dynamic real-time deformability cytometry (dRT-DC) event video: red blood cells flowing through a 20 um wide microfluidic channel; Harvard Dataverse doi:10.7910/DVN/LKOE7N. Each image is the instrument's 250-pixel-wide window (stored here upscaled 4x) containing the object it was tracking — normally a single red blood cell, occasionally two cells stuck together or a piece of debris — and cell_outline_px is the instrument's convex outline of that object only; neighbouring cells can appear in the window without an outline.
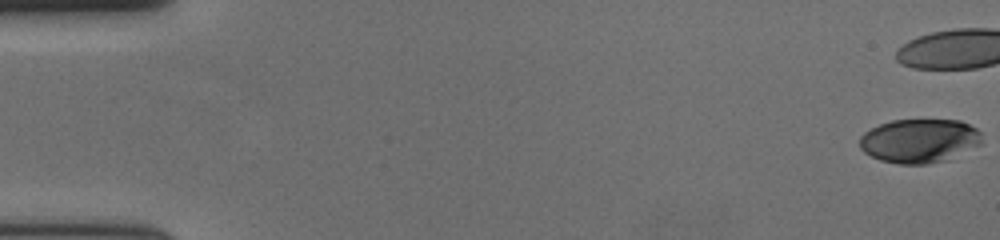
{"species": "human", "species_latin": "Homo sapiens", "temperature_condition": "cold", "stored_images_in_passage": 17, "camera_frame_rate_fps": 3000, "um_per_image_px": 0.085, "donor": {"sex": "female"}, "frame": {"image": 1, "passage_image": 1, "time_ms": 0.0, "image_size_px": [1000, 240], "cell_outline_px": [[980, 144], [944, 160], [928, 164], [900, 164], [880, 160], [864, 152], [860, 148], [860, 136], [864, 132], [880, 124], [892, 120], [960, 120], [976, 128], [980, 132]], "centroid_in_image_um": [78.11, 11.96], "position_along_channel_um": 6.9, "area_um2": 30.92}}